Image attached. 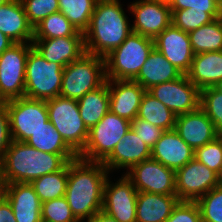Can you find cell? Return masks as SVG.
Wrapping results in <instances>:
<instances>
[{"instance_id": "ac0fdd59", "label": "cell", "mask_w": 222, "mask_h": 222, "mask_svg": "<svg viewBox=\"0 0 222 222\" xmlns=\"http://www.w3.org/2000/svg\"><path fill=\"white\" fill-rule=\"evenodd\" d=\"M33 48L48 62L60 64L63 68L78 60L84 53V36L33 39Z\"/></svg>"}, {"instance_id": "4316f807", "label": "cell", "mask_w": 222, "mask_h": 222, "mask_svg": "<svg viewBox=\"0 0 222 222\" xmlns=\"http://www.w3.org/2000/svg\"><path fill=\"white\" fill-rule=\"evenodd\" d=\"M78 108L85 126L90 130L110 110L108 80L80 98Z\"/></svg>"}, {"instance_id": "ba28073f", "label": "cell", "mask_w": 222, "mask_h": 222, "mask_svg": "<svg viewBox=\"0 0 222 222\" xmlns=\"http://www.w3.org/2000/svg\"><path fill=\"white\" fill-rule=\"evenodd\" d=\"M131 122L110 110L89 130L88 139L78 157L86 161L102 162L130 130Z\"/></svg>"}, {"instance_id": "74e56055", "label": "cell", "mask_w": 222, "mask_h": 222, "mask_svg": "<svg viewBox=\"0 0 222 222\" xmlns=\"http://www.w3.org/2000/svg\"><path fill=\"white\" fill-rule=\"evenodd\" d=\"M194 159L218 174L222 166V134L213 141L195 149Z\"/></svg>"}, {"instance_id": "9c48e42d", "label": "cell", "mask_w": 222, "mask_h": 222, "mask_svg": "<svg viewBox=\"0 0 222 222\" xmlns=\"http://www.w3.org/2000/svg\"><path fill=\"white\" fill-rule=\"evenodd\" d=\"M4 103L12 141L26 142L36 131L50 124L46 100L21 97Z\"/></svg>"}, {"instance_id": "d6a6232c", "label": "cell", "mask_w": 222, "mask_h": 222, "mask_svg": "<svg viewBox=\"0 0 222 222\" xmlns=\"http://www.w3.org/2000/svg\"><path fill=\"white\" fill-rule=\"evenodd\" d=\"M59 11L75 26L85 32L89 27L91 16L97 0H58Z\"/></svg>"}, {"instance_id": "52a82bcc", "label": "cell", "mask_w": 222, "mask_h": 222, "mask_svg": "<svg viewBox=\"0 0 222 222\" xmlns=\"http://www.w3.org/2000/svg\"><path fill=\"white\" fill-rule=\"evenodd\" d=\"M63 67L48 62L32 48L28 53L25 74V97L48 100L60 95Z\"/></svg>"}, {"instance_id": "3957f363", "label": "cell", "mask_w": 222, "mask_h": 222, "mask_svg": "<svg viewBox=\"0 0 222 222\" xmlns=\"http://www.w3.org/2000/svg\"><path fill=\"white\" fill-rule=\"evenodd\" d=\"M78 154L42 152L25 142L12 141L1 158L5 184L30 183L36 178L61 170Z\"/></svg>"}, {"instance_id": "7bdbcfd3", "label": "cell", "mask_w": 222, "mask_h": 222, "mask_svg": "<svg viewBox=\"0 0 222 222\" xmlns=\"http://www.w3.org/2000/svg\"><path fill=\"white\" fill-rule=\"evenodd\" d=\"M11 142L12 138L7 107L4 102H0V159L8 150Z\"/></svg>"}, {"instance_id": "60d3db41", "label": "cell", "mask_w": 222, "mask_h": 222, "mask_svg": "<svg viewBox=\"0 0 222 222\" xmlns=\"http://www.w3.org/2000/svg\"><path fill=\"white\" fill-rule=\"evenodd\" d=\"M171 11L204 10L207 13H222V6L216 0H167Z\"/></svg>"}, {"instance_id": "83f0119b", "label": "cell", "mask_w": 222, "mask_h": 222, "mask_svg": "<svg viewBox=\"0 0 222 222\" xmlns=\"http://www.w3.org/2000/svg\"><path fill=\"white\" fill-rule=\"evenodd\" d=\"M137 117L164 131L175 127L176 114L147 91L142 96Z\"/></svg>"}, {"instance_id": "c3c4849f", "label": "cell", "mask_w": 222, "mask_h": 222, "mask_svg": "<svg viewBox=\"0 0 222 222\" xmlns=\"http://www.w3.org/2000/svg\"><path fill=\"white\" fill-rule=\"evenodd\" d=\"M213 88H214L217 92H219V93L222 94V81L217 82V83L213 86Z\"/></svg>"}, {"instance_id": "ab89813d", "label": "cell", "mask_w": 222, "mask_h": 222, "mask_svg": "<svg viewBox=\"0 0 222 222\" xmlns=\"http://www.w3.org/2000/svg\"><path fill=\"white\" fill-rule=\"evenodd\" d=\"M166 222H201V212L196 201H179Z\"/></svg>"}, {"instance_id": "5b68a950", "label": "cell", "mask_w": 222, "mask_h": 222, "mask_svg": "<svg viewBox=\"0 0 222 222\" xmlns=\"http://www.w3.org/2000/svg\"><path fill=\"white\" fill-rule=\"evenodd\" d=\"M106 82L103 57L84 53L63 68L60 96L79 100Z\"/></svg>"}, {"instance_id": "484cf974", "label": "cell", "mask_w": 222, "mask_h": 222, "mask_svg": "<svg viewBox=\"0 0 222 222\" xmlns=\"http://www.w3.org/2000/svg\"><path fill=\"white\" fill-rule=\"evenodd\" d=\"M186 76L200 90L222 81V51L194 54Z\"/></svg>"}, {"instance_id": "4dcf8cb0", "label": "cell", "mask_w": 222, "mask_h": 222, "mask_svg": "<svg viewBox=\"0 0 222 222\" xmlns=\"http://www.w3.org/2000/svg\"><path fill=\"white\" fill-rule=\"evenodd\" d=\"M66 36H83V32L73 26L60 12H55L34 27L33 39L62 38Z\"/></svg>"}, {"instance_id": "d590c367", "label": "cell", "mask_w": 222, "mask_h": 222, "mask_svg": "<svg viewBox=\"0 0 222 222\" xmlns=\"http://www.w3.org/2000/svg\"><path fill=\"white\" fill-rule=\"evenodd\" d=\"M41 218L42 222H79L64 196L43 202Z\"/></svg>"}, {"instance_id": "7402d4cb", "label": "cell", "mask_w": 222, "mask_h": 222, "mask_svg": "<svg viewBox=\"0 0 222 222\" xmlns=\"http://www.w3.org/2000/svg\"><path fill=\"white\" fill-rule=\"evenodd\" d=\"M149 158H151V149L130 128L102 163L110 172L115 168H127L128 170Z\"/></svg>"}, {"instance_id": "7a4b0ae2", "label": "cell", "mask_w": 222, "mask_h": 222, "mask_svg": "<svg viewBox=\"0 0 222 222\" xmlns=\"http://www.w3.org/2000/svg\"><path fill=\"white\" fill-rule=\"evenodd\" d=\"M128 22L119 0H97L89 27L83 33L85 52L107 56L132 33Z\"/></svg>"}, {"instance_id": "ffe728a7", "label": "cell", "mask_w": 222, "mask_h": 222, "mask_svg": "<svg viewBox=\"0 0 222 222\" xmlns=\"http://www.w3.org/2000/svg\"><path fill=\"white\" fill-rule=\"evenodd\" d=\"M151 158L176 172L194 159V150L172 129L164 131L151 148Z\"/></svg>"}, {"instance_id": "5bb4252c", "label": "cell", "mask_w": 222, "mask_h": 222, "mask_svg": "<svg viewBox=\"0 0 222 222\" xmlns=\"http://www.w3.org/2000/svg\"><path fill=\"white\" fill-rule=\"evenodd\" d=\"M118 181L111 184L107 177L102 211L112 216L117 222H136L138 191L125 175Z\"/></svg>"}, {"instance_id": "e0dca14e", "label": "cell", "mask_w": 222, "mask_h": 222, "mask_svg": "<svg viewBox=\"0 0 222 222\" xmlns=\"http://www.w3.org/2000/svg\"><path fill=\"white\" fill-rule=\"evenodd\" d=\"M174 130L193 150L204 146L220 135L201 108L190 113L176 115Z\"/></svg>"}, {"instance_id": "681fc988", "label": "cell", "mask_w": 222, "mask_h": 222, "mask_svg": "<svg viewBox=\"0 0 222 222\" xmlns=\"http://www.w3.org/2000/svg\"><path fill=\"white\" fill-rule=\"evenodd\" d=\"M218 186L222 188V166L220 172L218 173Z\"/></svg>"}, {"instance_id": "30bf717a", "label": "cell", "mask_w": 222, "mask_h": 222, "mask_svg": "<svg viewBox=\"0 0 222 222\" xmlns=\"http://www.w3.org/2000/svg\"><path fill=\"white\" fill-rule=\"evenodd\" d=\"M32 43H14L0 55V102L25 97L26 62Z\"/></svg>"}, {"instance_id": "f35d334b", "label": "cell", "mask_w": 222, "mask_h": 222, "mask_svg": "<svg viewBox=\"0 0 222 222\" xmlns=\"http://www.w3.org/2000/svg\"><path fill=\"white\" fill-rule=\"evenodd\" d=\"M29 23L35 27L52 13L59 11L58 0H22Z\"/></svg>"}, {"instance_id": "7c38bea8", "label": "cell", "mask_w": 222, "mask_h": 222, "mask_svg": "<svg viewBox=\"0 0 222 222\" xmlns=\"http://www.w3.org/2000/svg\"><path fill=\"white\" fill-rule=\"evenodd\" d=\"M128 170L125 176L138 192L176 195L175 171L160 162L149 158Z\"/></svg>"}, {"instance_id": "8d00e7d4", "label": "cell", "mask_w": 222, "mask_h": 222, "mask_svg": "<svg viewBox=\"0 0 222 222\" xmlns=\"http://www.w3.org/2000/svg\"><path fill=\"white\" fill-rule=\"evenodd\" d=\"M200 108L213 122L216 130L222 134V94L213 87L201 90Z\"/></svg>"}, {"instance_id": "7dc6e473", "label": "cell", "mask_w": 222, "mask_h": 222, "mask_svg": "<svg viewBox=\"0 0 222 222\" xmlns=\"http://www.w3.org/2000/svg\"><path fill=\"white\" fill-rule=\"evenodd\" d=\"M5 181L3 178V170H2V163H1V159H0V198L4 196V192H5Z\"/></svg>"}, {"instance_id": "6da1fadb", "label": "cell", "mask_w": 222, "mask_h": 222, "mask_svg": "<svg viewBox=\"0 0 222 222\" xmlns=\"http://www.w3.org/2000/svg\"><path fill=\"white\" fill-rule=\"evenodd\" d=\"M109 171L102 162L79 157L69 162L65 198L75 218L89 220L102 210L104 185Z\"/></svg>"}, {"instance_id": "f6af8a7d", "label": "cell", "mask_w": 222, "mask_h": 222, "mask_svg": "<svg viewBox=\"0 0 222 222\" xmlns=\"http://www.w3.org/2000/svg\"><path fill=\"white\" fill-rule=\"evenodd\" d=\"M87 222H117L112 216H109L104 211H99L92 218L87 220Z\"/></svg>"}, {"instance_id": "8992f818", "label": "cell", "mask_w": 222, "mask_h": 222, "mask_svg": "<svg viewBox=\"0 0 222 222\" xmlns=\"http://www.w3.org/2000/svg\"><path fill=\"white\" fill-rule=\"evenodd\" d=\"M50 123L64 141L79 154L86 145L89 130L79 112L78 100L57 96L46 100Z\"/></svg>"}, {"instance_id": "ee69618b", "label": "cell", "mask_w": 222, "mask_h": 222, "mask_svg": "<svg viewBox=\"0 0 222 222\" xmlns=\"http://www.w3.org/2000/svg\"><path fill=\"white\" fill-rule=\"evenodd\" d=\"M0 222H17L12 207L4 196L0 198Z\"/></svg>"}, {"instance_id": "d6986e66", "label": "cell", "mask_w": 222, "mask_h": 222, "mask_svg": "<svg viewBox=\"0 0 222 222\" xmlns=\"http://www.w3.org/2000/svg\"><path fill=\"white\" fill-rule=\"evenodd\" d=\"M108 88L110 111L130 122L133 121L137 117L146 90L133 80H108Z\"/></svg>"}, {"instance_id": "9a60e30c", "label": "cell", "mask_w": 222, "mask_h": 222, "mask_svg": "<svg viewBox=\"0 0 222 222\" xmlns=\"http://www.w3.org/2000/svg\"><path fill=\"white\" fill-rule=\"evenodd\" d=\"M129 8L135 15V22L131 25L132 32L153 40L172 23L167 0H139Z\"/></svg>"}, {"instance_id": "2e32d148", "label": "cell", "mask_w": 222, "mask_h": 222, "mask_svg": "<svg viewBox=\"0 0 222 222\" xmlns=\"http://www.w3.org/2000/svg\"><path fill=\"white\" fill-rule=\"evenodd\" d=\"M154 47L180 72L186 74L189 71L194 52L187 32L171 23L154 39Z\"/></svg>"}, {"instance_id": "277c9868", "label": "cell", "mask_w": 222, "mask_h": 222, "mask_svg": "<svg viewBox=\"0 0 222 222\" xmlns=\"http://www.w3.org/2000/svg\"><path fill=\"white\" fill-rule=\"evenodd\" d=\"M153 48V39L132 32L104 57L106 80H133Z\"/></svg>"}, {"instance_id": "4fadbf2b", "label": "cell", "mask_w": 222, "mask_h": 222, "mask_svg": "<svg viewBox=\"0 0 222 222\" xmlns=\"http://www.w3.org/2000/svg\"><path fill=\"white\" fill-rule=\"evenodd\" d=\"M175 176L180 201H197L218 186V174L195 159L178 169Z\"/></svg>"}, {"instance_id": "603a6c76", "label": "cell", "mask_w": 222, "mask_h": 222, "mask_svg": "<svg viewBox=\"0 0 222 222\" xmlns=\"http://www.w3.org/2000/svg\"><path fill=\"white\" fill-rule=\"evenodd\" d=\"M0 31L15 43H32L34 27L20 0H6L0 4Z\"/></svg>"}, {"instance_id": "8fae6325", "label": "cell", "mask_w": 222, "mask_h": 222, "mask_svg": "<svg viewBox=\"0 0 222 222\" xmlns=\"http://www.w3.org/2000/svg\"><path fill=\"white\" fill-rule=\"evenodd\" d=\"M176 115L200 108L201 90L183 74L176 80L155 85L147 90Z\"/></svg>"}, {"instance_id": "bcb514c9", "label": "cell", "mask_w": 222, "mask_h": 222, "mask_svg": "<svg viewBox=\"0 0 222 222\" xmlns=\"http://www.w3.org/2000/svg\"><path fill=\"white\" fill-rule=\"evenodd\" d=\"M15 42H13L8 36L4 35L0 31V55L10 48Z\"/></svg>"}, {"instance_id": "f546056e", "label": "cell", "mask_w": 222, "mask_h": 222, "mask_svg": "<svg viewBox=\"0 0 222 222\" xmlns=\"http://www.w3.org/2000/svg\"><path fill=\"white\" fill-rule=\"evenodd\" d=\"M69 162L59 171L46 174L30 182L41 202L65 196Z\"/></svg>"}, {"instance_id": "cb8c5ba5", "label": "cell", "mask_w": 222, "mask_h": 222, "mask_svg": "<svg viewBox=\"0 0 222 222\" xmlns=\"http://www.w3.org/2000/svg\"><path fill=\"white\" fill-rule=\"evenodd\" d=\"M182 75L183 73L154 47L133 81L139 83L147 91L155 85L176 80Z\"/></svg>"}, {"instance_id": "f1b7e54d", "label": "cell", "mask_w": 222, "mask_h": 222, "mask_svg": "<svg viewBox=\"0 0 222 222\" xmlns=\"http://www.w3.org/2000/svg\"><path fill=\"white\" fill-rule=\"evenodd\" d=\"M188 34L194 54L222 51V17Z\"/></svg>"}, {"instance_id": "836d02e7", "label": "cell", "mask_w": 222, "mask_h": 222, "mask_svg": "<svg viewBox=\"0 0 222 222\" xmlns=\"http://www.w3.org/2000/svg\"><path fill=\"white\" fill-rule=\"evenodd\" d=\"M171 13L172 24L187 33L222 17V13H207L204 10L184 9Z\"/></svg>"}, {"instance_id": "44dd1931", "label": "cell", "mask_w": 222, "mask_h": 222, "mask_svg": "<svg viewBox=\"0 0 222 222\" xmlns=\"http://www.w3.org/2000/svg\"><path fill=\"white\" fill-rule=\"evenodd\" d=\"M4 197L10 203L17 222H42V202L30 183L6 184Z\"/></svg>"}, {"instance_id": "b9f144b4", "label": "cell", "mask_w": 222, "mask_h": 222, "mask_svg": "<svg viewBox=\"0 0 222 222\" xmlns=\"http://www.w3.org/2000/svg\"><path fill=\"white\" fill-rule=\"evenodd\" d=\"M131 129L150 149L160 139L164 132L161 128L138 117L131 121Z\"/></svg>"}, {"instance_id": "f907efd6", "label": "cell", "mask_w": 222, "mask_h": 222, "mask_svg": "<svg viewBox=\"0 0 222 222\" xmlns=\"http://www.w3.org/2000/svg\"><path fill=\"white\" fill-rule=\"evenodd\" d=\"M222 6V0H216Z\"/></svg>"}, {"instance_id": "1f68e13d", "label": "cell", "mask_w": 222, "mask_h": 222, "mask_svg": "<svg viewBox=\"0 0 222 222\" xmlns=\"http://www.w3.org/2000/svg\"><path fill=\"white\" fill-rule=\"evenodd\" d=\"M37 150L55 154H77L50 123L31 135L25 142Z\"/></svg>"}, {"instance_id": "d4e9b609", "label": "cell", "mask_w": 222, "mask_h": 222, "mask_svg": "<svg viewBox=\"0 0 222 222\" xmlns=\"http://www.w3.org/2000/svg\"><path fill=\"white\" fill-rule=\"evenodd\" d=\"M179 201L177 195L138 192L136 222H166Z\"/></svg>"}, {"instance_id": "e575fe53", "label": "cell", "mask_w": 222, "mask_h": 222, "mask_svg": "<svg viewBox=\"0 0 222 222\" xmlns=\"http://www.w3.org/2000/svg\"><path fill=\"white\" fill-rule=\"evenodd\" d=\"M201 222H222V188L217 186L197 201Z\"/></svg>"}]
</instances>
